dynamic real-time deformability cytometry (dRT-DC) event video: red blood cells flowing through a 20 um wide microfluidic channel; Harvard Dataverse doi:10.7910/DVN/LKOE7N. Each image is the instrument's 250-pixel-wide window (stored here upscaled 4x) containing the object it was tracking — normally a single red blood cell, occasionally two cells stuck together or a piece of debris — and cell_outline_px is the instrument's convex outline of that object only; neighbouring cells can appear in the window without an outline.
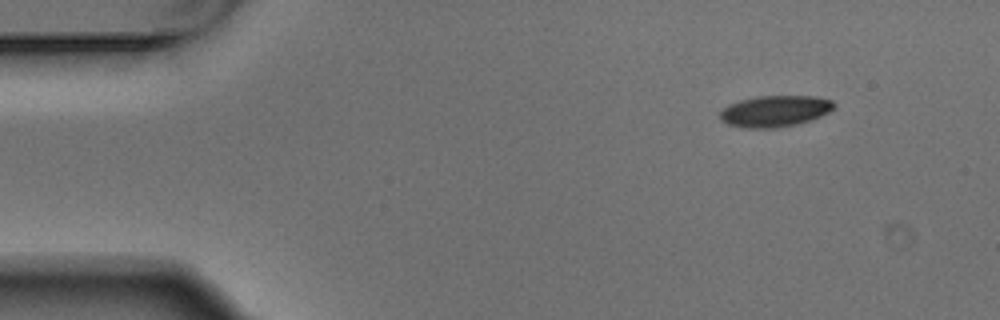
{"species": "Egyptian fruit bat (a non-hibernating species)", "species_latin": "Rousettus aegyptiacus", "temperature_condition": "warm", "stored_images_in_passage": 8, "camera_frame_rate_fps": 3000, "um_per_image_px": 0.085, "animal": {"sex": "male"}, "frame": {"image": 1, "passage_image": 1, "time_ms": 0.0, "image_size_px": [1000, 320], "cell_outline_px": [[836, 108], [812, 120], [796, 124], [776, 128], [744, 128], [728, 124], [720, 120], [720, 112], [728, 104], [740, 100], [756, 96], [816, 96], [832, 100], [836, 104]], "centroid_in_image_um": [65.88, 9.44], "position_along_channel_um": 19.1, "area_um2": 20.98}}
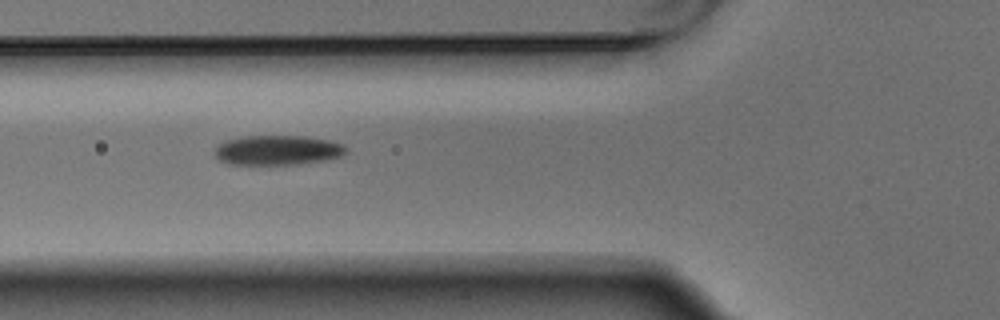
{"frame": {"image": 2, "passage_image": 5, "time_ms": 1.333, "image_size_px": [1000, 320], "cell_outline_px": [[348, 152], [340, 156], [324, 160], [296, 164], [228, 164], [220, 160], [216, 156], [216, 148], [220, 144], [228, 140], [248, 136], [304, 136], [328, 140], [344, 144]], "centroid_in_image_um": [23.64, 12.76], "position_along_channel_um": 102.2, "area_um2": 22.43}}
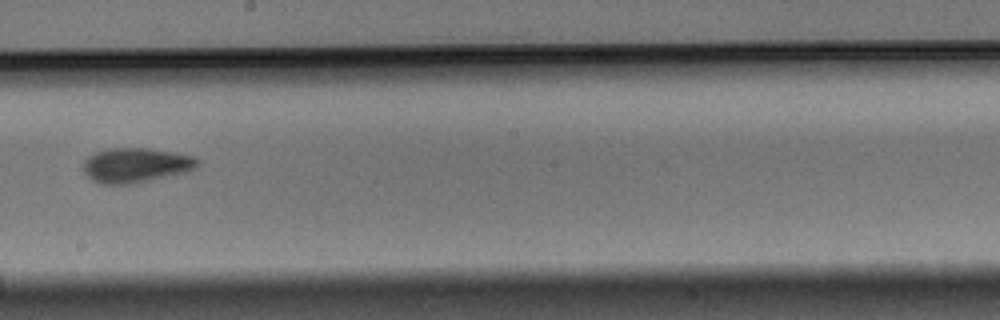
{"frame": {"image": 3, "passage_image": 8, "time_ms": 2.333, "image_size_px": [1000, 320], "cell_outline_px": [[200, 164], [196, 168], [188, 172], [132, 184], [100, 184], [92, 180], [84, 172], [84, 160], [88, 156], [96, 152], [112, 148], [148, 148], [196, 156], [200, 160]], "centroid_in_image_um": [11.59, 14.04], "position_along_channel_um": 236.6, "area_um2": 23.29}}